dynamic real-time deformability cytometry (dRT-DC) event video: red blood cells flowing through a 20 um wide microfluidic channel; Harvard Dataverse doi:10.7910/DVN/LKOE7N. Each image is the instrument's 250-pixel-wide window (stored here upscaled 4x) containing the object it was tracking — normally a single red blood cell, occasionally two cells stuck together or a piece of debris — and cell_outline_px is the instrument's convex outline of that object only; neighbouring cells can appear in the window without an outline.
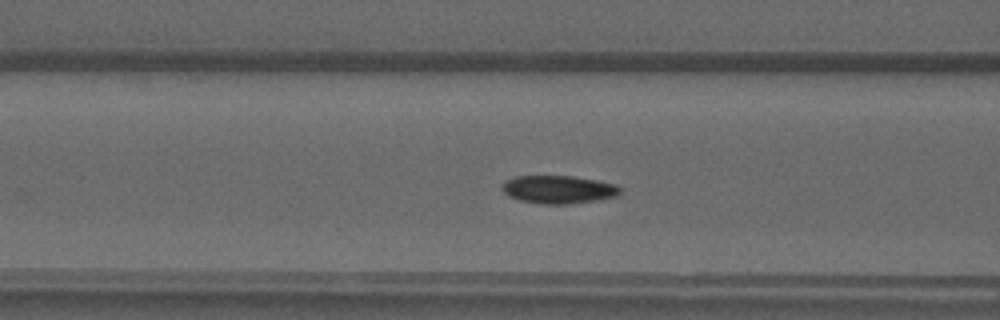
{"species": "common noctule bat (a hibernating species)", "species_latin": "Nyctalus noctula", "temperature_condition": "warm", "stored_images_in_passage": 32, "camera_frame_rate_fps": 3000, "um_per_image_px": 0.085, "animal": {"sex": "male", "forearm_length_mm": 52.5}, "frame": {"image": 1, "passage_image": 9, "time_ms": 2.667, "image_size_px": [1000, 320], "cell_outline_px": [[620, 192], [616, 196], [596, 200], [572, 204], [540, 204], [520, 200], [508, 196], [500, 188], [504, 180], [516, 176], [572, 176], [596, 180], [616, 184], [620, 188]], "centroid_in_image_um": [47.43, 16.1], "position_along_channel_um": 119.2, "area_um2": 19.36}}
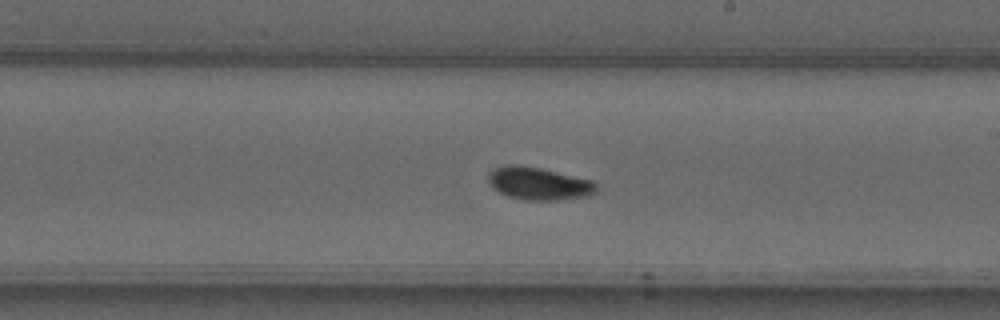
{"frame": {"image": 2, "passage_image": 18, "time_ms": 5.667, "image_size_px": [1000, 320], "cell_outline_px": [[596, 192], [588, 196], [560, 200], [524, 200], [508, 196], [500, 192], [488, 180], [488, 176], [496, 168], [508, 164], [516, 164], [540, 168], [592, 180], [596, 184]], "centroid_in_image_um": [45.84, 15.61], "position_along_channel_um": 243.2, "area_um2": 20.29}}
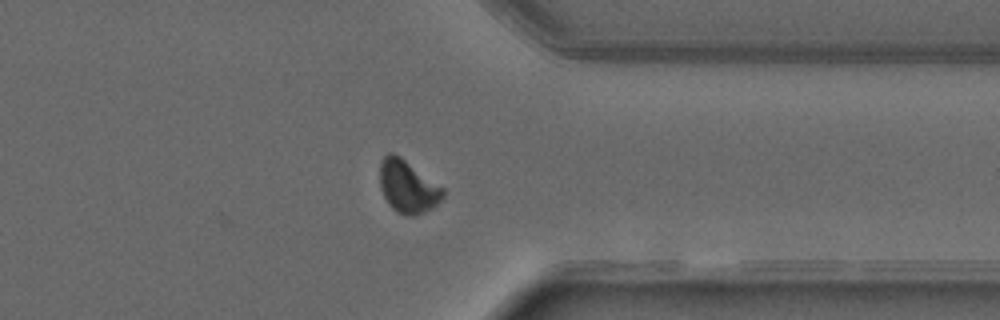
{"frame": {"image": 3, "passage_image": 28, "time_ms": 9.0, "image_size_px": [1000, 320], "cell_outline_px": [[444, 196], [432, 208], [424, 212], [412, 216], [408, 216], [396, 212], [388, 204], [380, 188], [380, 160], [388, 152], [392, 152], [400, 156], [444, 188]], "centroid_in_image_um": [34.64, 15.85], "position_along_channel_um": 376.8, "area_um2": 19.36}}